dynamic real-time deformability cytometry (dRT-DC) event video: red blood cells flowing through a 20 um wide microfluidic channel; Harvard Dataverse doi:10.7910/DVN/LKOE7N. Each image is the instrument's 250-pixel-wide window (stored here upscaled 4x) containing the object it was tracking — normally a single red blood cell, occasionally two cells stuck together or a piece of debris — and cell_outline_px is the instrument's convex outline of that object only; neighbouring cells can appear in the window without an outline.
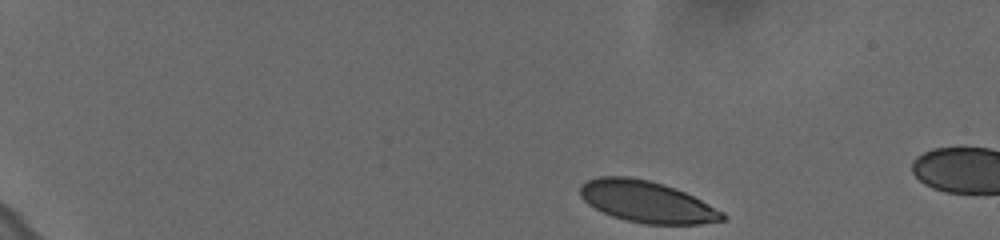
{"species": "human", "species_latin": "Homo sapiens", "temperature_condition": "cold", "stored_images_in_passage": 9, "camera_frame_rate_fps": 3000, "um_per_image_px": 0.085, "donor": {"sex": "female"}, "frame": {"image": 1, "passage_image": 1, "time_ms": 0.0, "image_size_px": [1000, 240], "cell_outline_px": [[724, 220], [700, 224], [644, 224], [624, 220], [612, 216], [588, 204], [580, 196], [580, 184], [588, 180], [600, 176], [628, 176], [648, 180], [664, 184], [676, 188], [724, 212]], "centroid_in_image_um": [54.95, 17.14], "position_along_channel_um": 30.0, "area_um2": 34.28}}